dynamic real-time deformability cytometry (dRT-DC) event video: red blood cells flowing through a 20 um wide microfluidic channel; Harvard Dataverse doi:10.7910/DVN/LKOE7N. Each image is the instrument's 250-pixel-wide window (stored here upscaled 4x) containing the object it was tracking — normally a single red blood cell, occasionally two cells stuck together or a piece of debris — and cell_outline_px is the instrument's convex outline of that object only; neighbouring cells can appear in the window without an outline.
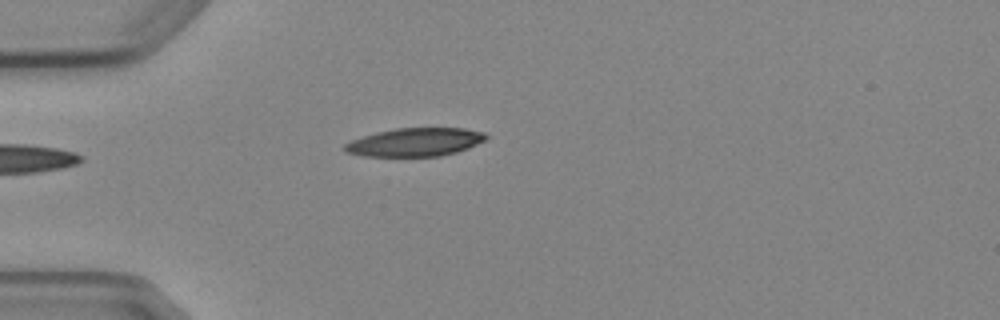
{"species": "Egyptian fruit bat (a non-hibernating species)", "species_latin": "Rousettus aegyptiacus", "temperature_condition": "cold", "stored_images_in_passage": 4, "camera_frame_rate_fps": 3000, "um_per_image_px": 0.085, "animal": {"sex": "female"}, "frame": {"image": 1, "passage_image": 3, "time_ms": 3.333, "image_size_px": [1000, 320], "cell_outline_px": [[488, 136], [484, 140], [468, 148], [456, 152], [440, 156], [364, 156], [344, 152], [344, 144], [352, 140], [376, 132], [396, 128], [464, 128], [484, 132]], "centroid_in_image_um": [35.27, 12.08], "position_along_channel_um": 49.7, "area_um2": 23.24}}